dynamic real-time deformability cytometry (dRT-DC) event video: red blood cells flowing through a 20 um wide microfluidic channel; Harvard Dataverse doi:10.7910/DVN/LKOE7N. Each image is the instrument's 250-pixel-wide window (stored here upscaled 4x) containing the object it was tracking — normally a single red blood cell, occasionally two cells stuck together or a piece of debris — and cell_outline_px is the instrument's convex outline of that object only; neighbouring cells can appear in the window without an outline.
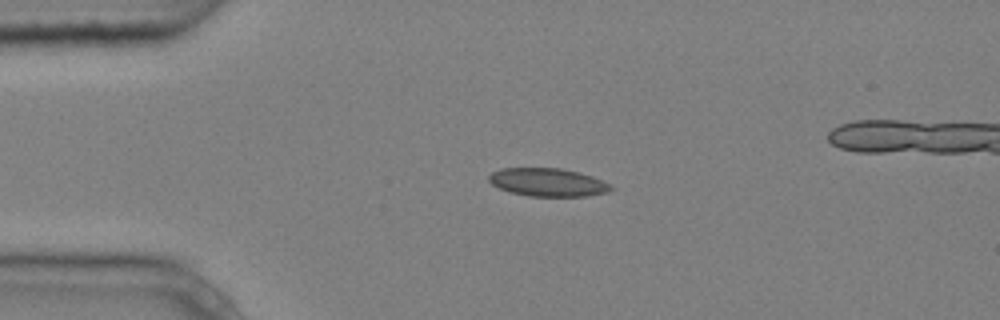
{"species": "common noctule bat (a hibernating species)", "species_latin": "Nyctalus noctula", "temperature_condition": "cold", "stored_images_in_passage": 3, "camera_frame_rate_fps": 3000, "um_per_image_px": 0.085, "animal": {"sex": "male", "body_mass_g": 20.4}, "frame": {"image": 1, "passage_image": 1, "time_ms": 0.0, "image_size_px": [1000, 320], "cell_outline_px": [[612, 188], [608, 192], [588, 196], [528, 196], [508, 192], [492, 184], [488, 180], [488, 176], [492, 172], [500, 168], [560, 168], [580, 172], [592, 176], [608, 184]], "centroid_in_image_um": [46.52, 15.49], "position_along_channel_um": 38.5, "area_um2": 20.0}}